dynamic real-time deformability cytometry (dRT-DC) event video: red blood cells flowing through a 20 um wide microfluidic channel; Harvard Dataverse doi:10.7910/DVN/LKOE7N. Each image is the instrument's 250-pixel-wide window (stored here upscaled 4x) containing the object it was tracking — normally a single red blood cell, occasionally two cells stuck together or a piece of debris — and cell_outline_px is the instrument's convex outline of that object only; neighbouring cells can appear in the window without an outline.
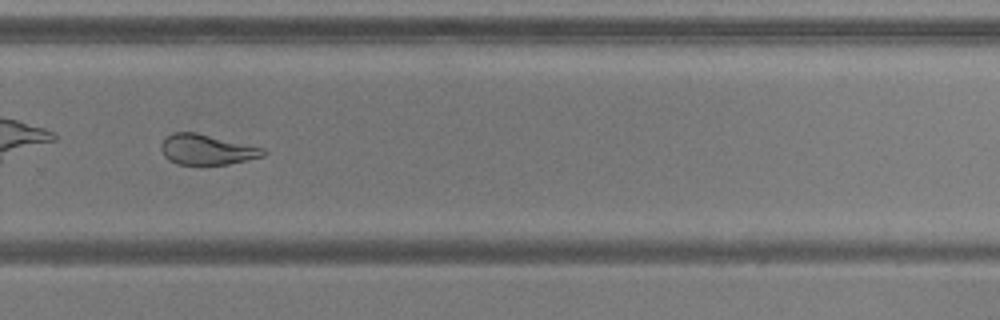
{"species": "common noctule bat (a hibernating species)", "species_latin": "Nyctalus noctula", "temperature_condition": "warm", "stored_images_in_passage": 37, "camera_frame_rate_fps": 3000, "um_per_image_px": 0.085, "animal": {"sex": "male", "body_mass_g": 20.5, "forearm_length_mm": 52.5}, "frame": {"image": 1, "passage_image": 22, "time_ms": 7.0, "image_size_px": [1000, 320], "cell_outline_px": [[268, 152], [264, 156], [228, 164], [176, 164], [164, 156], [160, 148], [160, 144], [168, 136], [176, 132], [196, 132], [264, 148]], "centroid_in_image_um": [17.59, 12.71], "position_along_channel_um": 312.2, "area_um2": 17.92}, "authors_computed_cell_mechanics": {"area_um2": 18.7272, "velocity_mm_per_s": 3.7456, "shape_relaxation_time_tau1_ms": null, "shape_relaxation_time_tau2_ms": 1.5341, "deformation_change_tau1": null, "deformation_change_tau2": 0.0831}}